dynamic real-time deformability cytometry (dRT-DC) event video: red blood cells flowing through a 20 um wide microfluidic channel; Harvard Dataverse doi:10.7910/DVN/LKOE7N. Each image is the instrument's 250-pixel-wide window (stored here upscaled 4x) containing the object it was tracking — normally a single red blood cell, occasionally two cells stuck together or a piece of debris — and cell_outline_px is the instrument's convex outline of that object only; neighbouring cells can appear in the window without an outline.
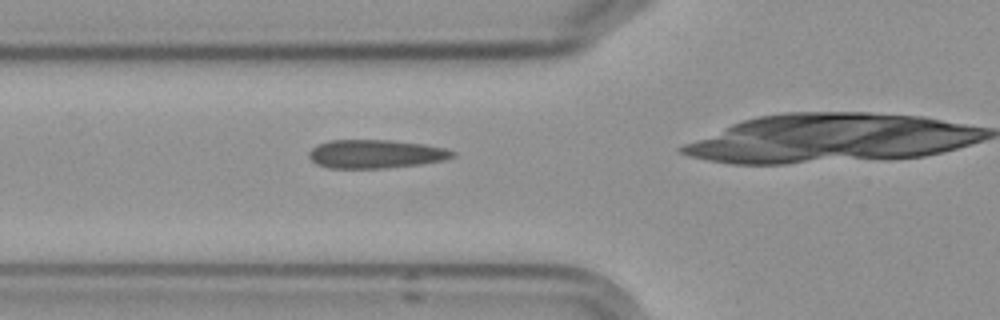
{"species": "Egyptian fruit bat (a non-hibernating species)", "species_latin": "Rousettus aegyptiacus", "temperature_condition": "cold", "stored_images_in_passage": 3, "camera_frame_rate_fps": 3000, "um_per_image_px": 0.085, "frame": {"image": 1, "passage_image": 3, "time_ms": 2.333, "image_size_px": [1000, 320], "cell_outline_px": [[456, 156], [440, 160], [420, 164], [388, 168], [328, 168], [316, 164], [308, 156], [308, 152], [316, 144], [328, 140], [392, 140], [424, 144], [444, 148], [456, 152]], "centroid_in_image_um": [31.88, 13.08], "position_along_channel_um": 93.9, "area_um2": 23.99}}